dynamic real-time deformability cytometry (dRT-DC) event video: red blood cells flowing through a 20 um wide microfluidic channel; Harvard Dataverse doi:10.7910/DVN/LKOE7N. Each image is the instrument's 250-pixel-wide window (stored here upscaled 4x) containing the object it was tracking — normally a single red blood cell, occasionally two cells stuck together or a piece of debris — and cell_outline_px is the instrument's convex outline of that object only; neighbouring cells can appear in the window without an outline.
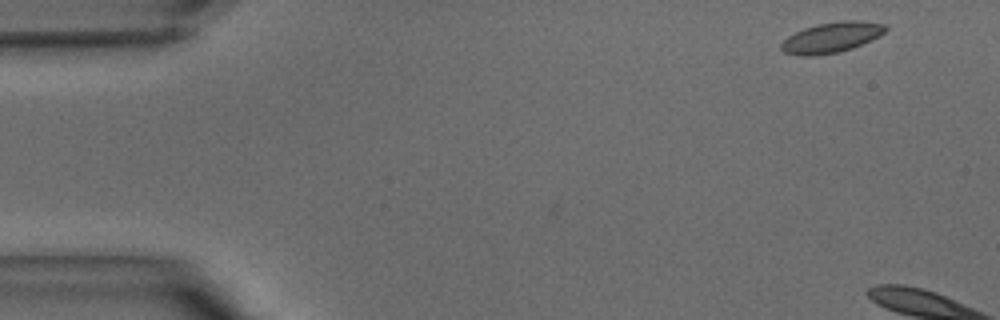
{"species": "common noctule bat (a hibernating species)", "species_latin": "Nyctalus noctula", "temperature_condition": "warm", "stored_images_in_passage": 4, "camera_frame_rate_fps": 3000, "um_per_image_px": 0.085, "animal": {"sex": "male", "body_mass_g": 15.6}, "frame": {"image": 1, "passage_image": 1, "time_ms": 0.0, "image_size_px": [1000, 320], "cell_outline_px": [[888, 28], [880, 36], [872, 40], [852, 48], [840, 52], [816, 56], [796, 56], [784, 52], [780, 48], [780, 44], [788, 36], [804, 28], [816, 24], [844, 20], [860, 20], [884, 24]], "centroid_in_image_um": [70.67, 3.19], "position_along_channel_um": 14.3, "area_um2": 18.73}}